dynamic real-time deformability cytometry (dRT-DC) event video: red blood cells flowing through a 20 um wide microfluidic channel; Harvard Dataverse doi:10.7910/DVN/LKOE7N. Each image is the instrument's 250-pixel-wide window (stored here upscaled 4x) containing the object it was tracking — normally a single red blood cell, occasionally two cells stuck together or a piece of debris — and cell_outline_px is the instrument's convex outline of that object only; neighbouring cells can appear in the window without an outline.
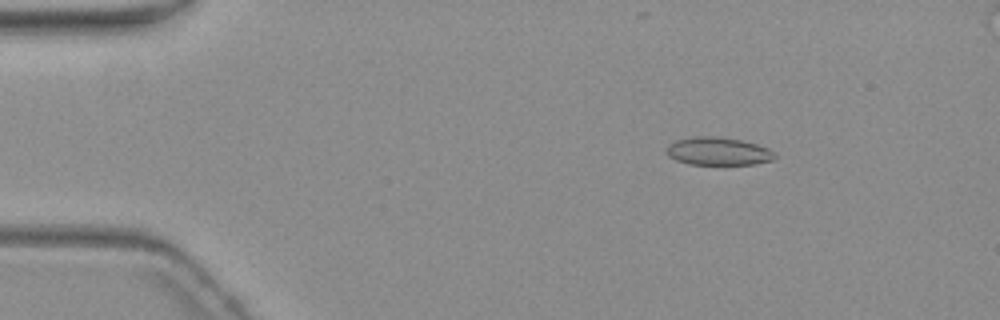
{"species": "common noctule bat (a hibernating species)", "species_latin": "Nyctalus noctula", "temperature_condition": "warm", "stored_images_in_passage": 5, "camera_frame_rate_fps": 3000, "um_per_image_px": 0.085, "animal": {"sex": "female", "body_mass_g": 19.3, "forearm_length_mm": 54.1}, "frame": {"image": 1, "passage_image": 2, "time_ms": 1.0, "image_size_px": [1000, 320], "cell_outline_px": [[776, 156], [772, 160], [756, 164], [688, 164], [676, 160], [668, 156], [664, 152], [664, 148], [668, 144], [676, 140], [692, 136], [716, 136], [740, 140], [756, 144], [768, 148]], "centroid_in_image_um": [60.97, 12.85], "position_along_channel_um": 24.0, "area_um2": 17.74}}
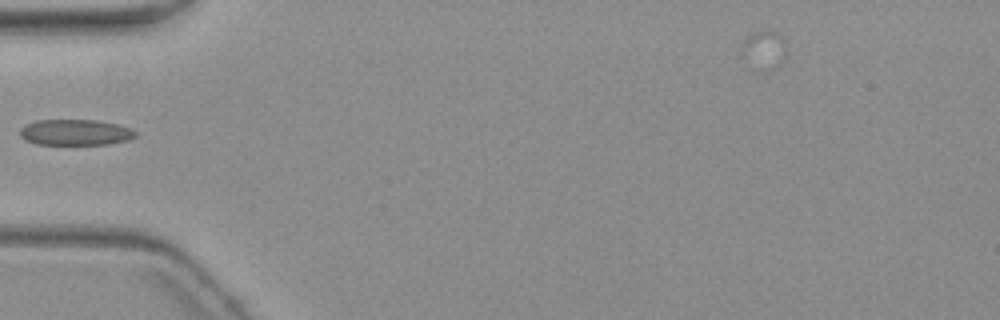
{"frame": {"image": 2, "passage_image": 5, "time_ms": 4.667, "image_size_px": [1000, 320], "cell_outline_px": [[136, 136], [128, 140], [108, 144], [36, 144], [24, 140], [20, 136], [20, 128], [36, 120], [96, 120], [116, 124], [128, 128], [136, 132]], "centroid_in_image_um": [6.37, 11.25], "position_along_channel_um": 78.6, "area_um2": 17.28}}